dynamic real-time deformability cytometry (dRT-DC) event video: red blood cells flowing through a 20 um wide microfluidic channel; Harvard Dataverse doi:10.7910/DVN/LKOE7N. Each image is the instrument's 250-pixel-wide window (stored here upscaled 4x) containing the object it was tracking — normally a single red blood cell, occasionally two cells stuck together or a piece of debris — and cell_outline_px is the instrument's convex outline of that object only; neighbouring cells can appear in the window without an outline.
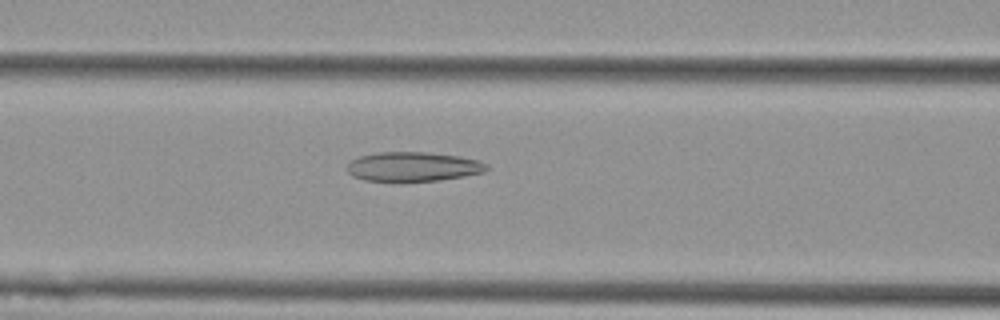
{"species": "Egyptian fruit bat (a non-hibernating species)", "species_latin": "Rousettus aegyptiacus", "temperature_condition": "cold", "stored_images_in_passage": 22, "camera_frame_rate_fps": 3000, "um_per_image_px": 0.085, "animal": {"sex": "female"}, "frame": {"image": 1, "passage_image": 7, "time_ms": 2.0, "image_size_px": [1000, 320], "cell_outline_px": [[488, 168], [484, 172], [464, 176], [440, 180], [392, 184], [364, 180], [352, 176], [348, 172], [348, 164], [352, 160], [360, 156], [376, 152], [428, 152], [460, 156], [476, 160], [488, 164]], "centroid_in_image_um": [35.07, 14.2], "position_along_channel_um": 131.5, "area_um2": 24.68}}
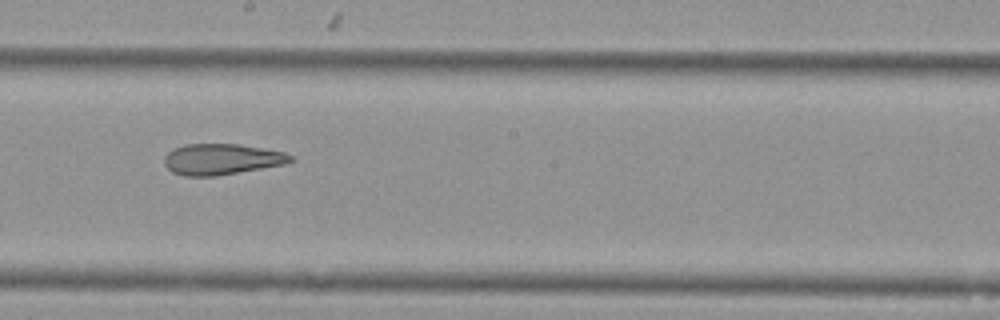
{"frame": {"image": 2, "passage_image": 15, "time_ms": 4.667, "image_size_px": [1000, 320], "cell_outline_px": [[292, 160], [284, 164], [216, 176], [184, 176], [172, 172], [164, 164], [164, 156], [172, 148], [184, 144], [240, 144], [284, 152], [292, 156]], "centroid_in_image_um": [18.78, 13.53], "position_along_channel_um": 229.4, "area_um2": 22.72}}
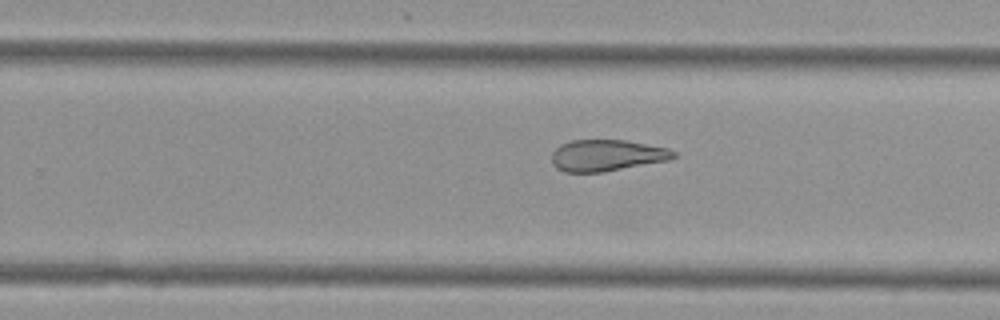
{"frame": {"image": 3, "passage_image": 19, "time_ms": 6.0, "image_size_px": [1000, 320], "cell_outline_px": [[676, 156], [668, 160], [604, 172], [564, 172], [556, 168], [552, 164], [552, 152], [560, 144], [572, 140], [624, 140], [668, 148], [676, 152]], "centroid_in_image_um": [51.55, 13.21], "position_along_channel_um": 278.3, "area_um2": 22.31}}